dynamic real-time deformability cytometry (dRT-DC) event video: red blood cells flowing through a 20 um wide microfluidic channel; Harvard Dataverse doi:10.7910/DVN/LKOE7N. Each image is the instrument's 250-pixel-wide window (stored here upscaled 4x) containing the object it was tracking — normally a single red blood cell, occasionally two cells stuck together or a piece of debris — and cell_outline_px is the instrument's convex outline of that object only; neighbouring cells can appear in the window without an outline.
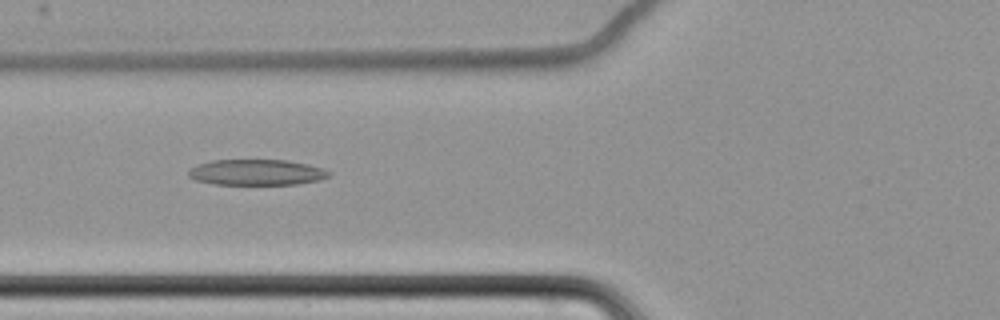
{"species": "common noctule bat (a hibernating species)", "species_latin": "Nyctalus noctula", "temperature_condition": "cold", "stored_images_in_passage": 63, "camera_frame_rate_fps": 3000, "um_per_image_px": 0.085, "animal": {"sex": "female", "body_mass_g": 22.7, "forearm_length_mm": 54.2}, "frame": {"image": 1, "passage_image": 27, "time_ms": 8.667, "image_size_px": [1000, 320], "cell_outline_px": [[332, 172], [328, 176], [320, 180], [296, 184], [216, 184], [196, 180], [188, 176], [188, 168], [196, 164], [212, 160], [288, 160], [308, 164], [324, 168]], "centroid_in_image_um": [21.8, 14.64], "position_along_channel_um": 104.0, "area_um2": 21.21}}
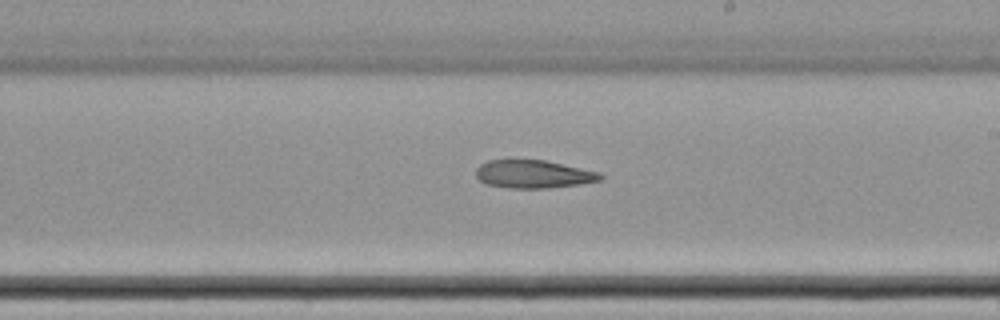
{"frame": {"image": 2, "passage_image": 39, "time_ms": 12.667, "image_size_px": [1000, 320], "cell_outline_px": [[604, 176], [600, 180], [580, 184], [548, 188], [508, 188], [484, 184], [476, 176], [476, 168], [480, 164], [488, 160], [508, 156], [544, 160], [600, 172]], "centroid_in_image_um": [45.25, 14.76], "position_along_channel_um": 243.7, "area_um2": 21.15}}
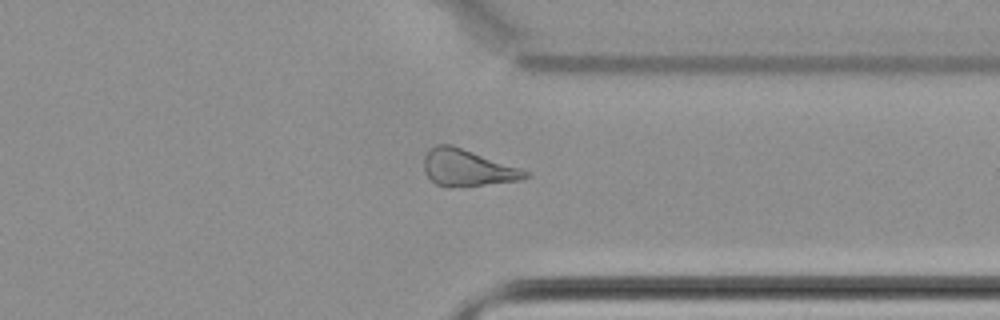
{"frame": {"image": 3, "passage_image": 50, "time_ms": 16.333, "image_size_px": [1000, 320], "cell_outline_px": [[532, 176], [520, 180], [448, 188], [436, 184], [424, 172], [424, 156], [436, 144], [452, 144], [520, 168], [528, 172]], "centroid_in_image_um": [39.71, 14.26], "position_along_channel_um": 371.7, "area_um2": 21.56}}